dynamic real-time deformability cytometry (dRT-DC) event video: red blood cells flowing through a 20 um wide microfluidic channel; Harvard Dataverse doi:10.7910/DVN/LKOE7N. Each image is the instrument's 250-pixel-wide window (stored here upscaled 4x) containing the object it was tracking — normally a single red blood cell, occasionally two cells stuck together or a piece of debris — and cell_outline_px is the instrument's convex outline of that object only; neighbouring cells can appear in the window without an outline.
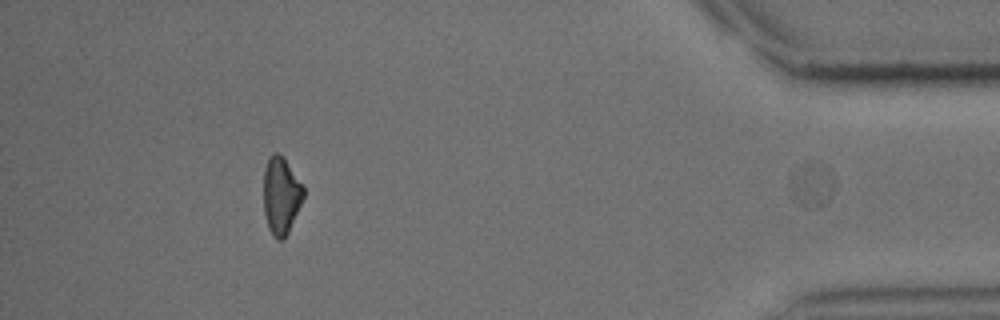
{"species": "common noctule bat (a hibernating species)", "species_latin": "Nyctalus noctula", "temperature_condition": "cold", "stored_images_in_passage": 33, "segment_of_instrument_passage": [2, 2], "camera_frame_rate_fps": 3000, "um_per_image_px": 0.085, "animal": {"sex": "male", "body_mass_g": 15.6}, "frame": {"image": 1, "passage_image": 33, "time_ms": 10.667, "image_size_px": [1000, 320], "cell_outline_px": [[836, 184], [832, 192], [824, 204], [812, 208], [804, 208], [792, 196], [788, 188], [788, 184], [800, 168], [824, 164], [828, 168]], "centroid_in_image_um": [69.03, 15.8], "position_along_channel_um": 366.2, "area_um2": 10.81}}